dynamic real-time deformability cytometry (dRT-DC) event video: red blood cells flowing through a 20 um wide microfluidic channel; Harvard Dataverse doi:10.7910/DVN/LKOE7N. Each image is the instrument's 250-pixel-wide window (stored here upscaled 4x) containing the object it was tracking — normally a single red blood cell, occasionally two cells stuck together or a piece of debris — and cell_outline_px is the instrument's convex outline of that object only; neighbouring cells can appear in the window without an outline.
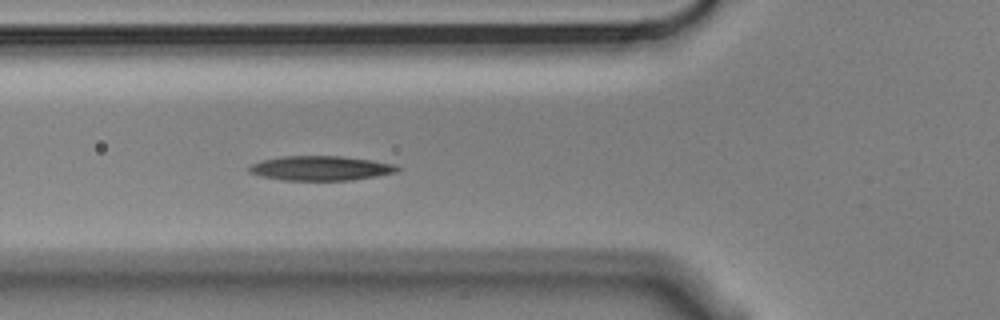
{"species": "Egyptian fruit bat (a non-hibernating species)", "species_latin": "Rousettus aegyptiacus", "temperature_condition": "cold", "stored_images_in_passage": 2, "camera_frame_rate_fps": 3000, "um_per_image_px": 0.085, "animal": {"sex": "male"}, "frame": {"image": 1, "passage_image": 2, "time_ms": 0.333, "image_size_px": [1000, 320], "cell_outline_px": [[400, 168], [396, 172], [376, 176], [352, 180], [284, 180], [264, 176], [248, 172], [248, 168], [252, 164], [264, 160], [284, 156], [340, 156], [372, 160], [396, 164]], "centroid_in_image_um": [27.3, 14.29], "position_along_channel_um": 98.5, "area_um2": 20.98}}